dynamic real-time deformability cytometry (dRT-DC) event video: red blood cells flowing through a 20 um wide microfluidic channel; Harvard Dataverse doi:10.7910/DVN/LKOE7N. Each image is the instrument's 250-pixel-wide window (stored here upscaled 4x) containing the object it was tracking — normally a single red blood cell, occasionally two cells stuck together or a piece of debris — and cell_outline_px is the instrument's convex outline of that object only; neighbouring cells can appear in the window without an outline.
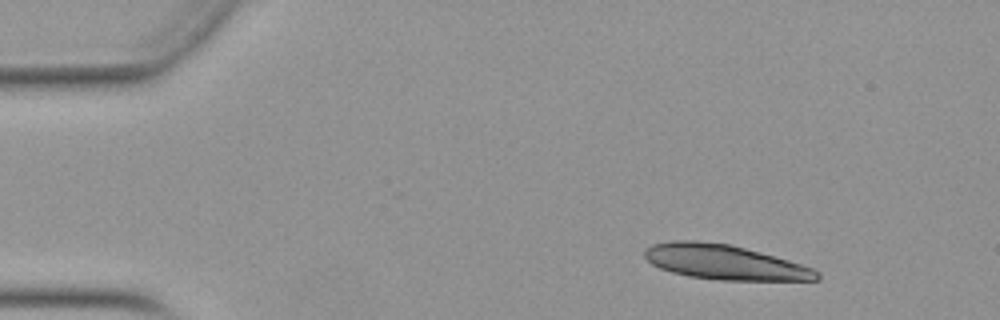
{"species": "Egyptian fruit bat (a non-hibernating species)", "species_latin": "Rousettus aegyptiacus", "temperature_condition": "warm", "stored_images_in_passage": 21, "camera_frame_rate_fps": 3000, "um_per_image_px": 0.085, "animal": {"sex": "female"}, "frame": {"image": 1, "passage_image": 7, "time_ms": 2.0, "image_size_px": [1000, 320], "cell_outline_px": [[820, 280], [720, 280], [688, 276], [672, 272], [660, 268], [652, 264], [644, 256], [644, 248], [652, 244], [672, 240], [696, 240], [728, 244], [760, 252], [788, 260], [812, 268], [820, 272]], "centroid_in_image_um": [61.55, 22.28], "position_along_channel_um": 23.4, "area_um2": 34.8}}